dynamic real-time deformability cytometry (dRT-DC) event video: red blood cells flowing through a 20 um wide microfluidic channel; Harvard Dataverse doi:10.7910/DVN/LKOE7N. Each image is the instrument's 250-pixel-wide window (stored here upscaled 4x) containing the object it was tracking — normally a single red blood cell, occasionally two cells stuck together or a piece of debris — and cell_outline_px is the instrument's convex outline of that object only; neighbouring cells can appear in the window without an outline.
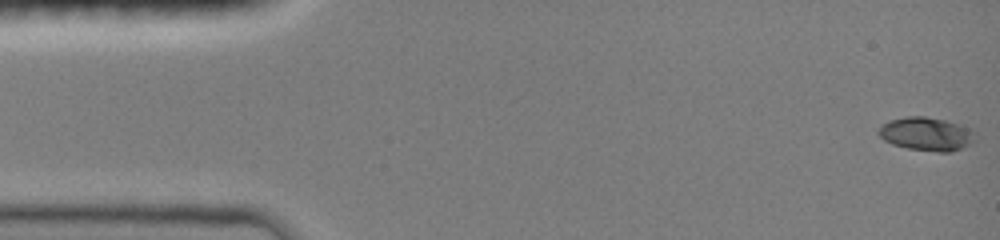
{"species": "common noctule bat (a hibernating species)", "species_latin": "Nyctalus noctula", "temperature_condition": "room temperature", "stored_images_in_passage": 8, "segment_of_instrument_passage": [1, 2], "camera_frame_rate_fps": 3000, "um_per_image_px": 0.085, "animal": {"sex": "female", "body_mass_g": 19.0, "forearm_length_mm": 51.5}, "frame": {"image": 1, "passage_image": 1, "time_ms": 0.0, "image_size_px": [1000, 240], "cell_outline_px": [[976, 140], [972, 144], [952, 152], [940, 152], [908, 148], [892, 144], [884, 140], [876, 132], [888, 120], [908, 116], [924, 116], [944, 120], [972, 128], [976, 132]], "centroid_in_image_um": [78.8, 11.39], "position_along_channel_um": 6.2, "area_um2": 19.02}}
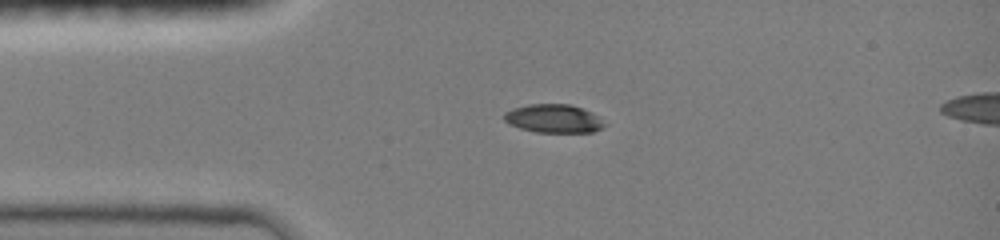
{"frame": {"image": 2, "passage_image": 5, "time_ms": 1.333, "image_size_px": [1000, 240], "cell_outline_px": [[608, 124], [592, 132], [536, 132], [520, 128], [508, 124], [504, 120], [504, 112], [512, 108], [528, 104], [568, 104], [592, 112]], "centroid_in_image_um": [47.03, 10.07], "position_along_channel_um": 38.0, "area_um2": 16.65}}